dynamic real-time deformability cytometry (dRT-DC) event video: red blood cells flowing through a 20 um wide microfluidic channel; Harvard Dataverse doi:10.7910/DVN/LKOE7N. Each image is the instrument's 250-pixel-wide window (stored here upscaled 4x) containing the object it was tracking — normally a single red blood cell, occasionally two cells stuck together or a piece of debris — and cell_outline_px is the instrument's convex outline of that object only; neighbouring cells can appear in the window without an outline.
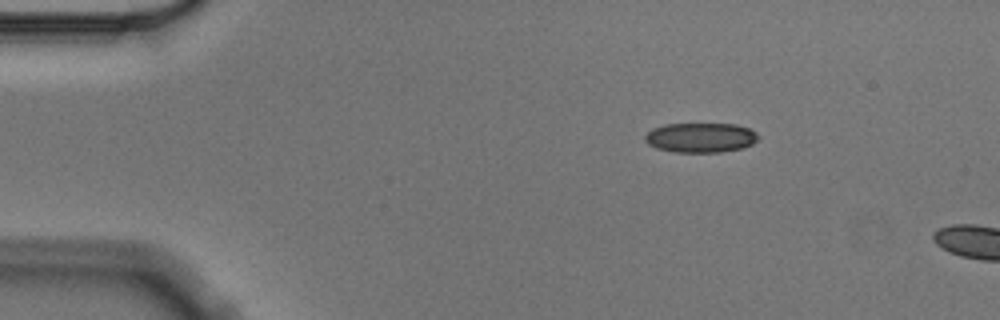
{"species": "Egyptian fruit bat (a non-hibernating species)", "species_latin": "Rousettus aegyptiacus", "temperature_condition": "cold", "stored_images_in_passage": 3, "camera_frame_rate_fps": 3000, "um_per_image_px": 0.085, "animal": {"sex": "male"}, "frame": {"image": 1, "passage_image": 1, "time_ms": 0.0, "image_size_px": [1000, 320], "cell_outline_px": [[760, 136], [752, 144], [744, 148], [720, 152], [676, 152], [656, 148], [648, 144], [644, 140], [644, 136], [652, 128], [664, 124], [736, 124], [748, 128], [756, 132]], "centroid_in_image_um": [59.55, 11.69], "position_along_channel_um": 25.5, "area_um2": 19.71}}
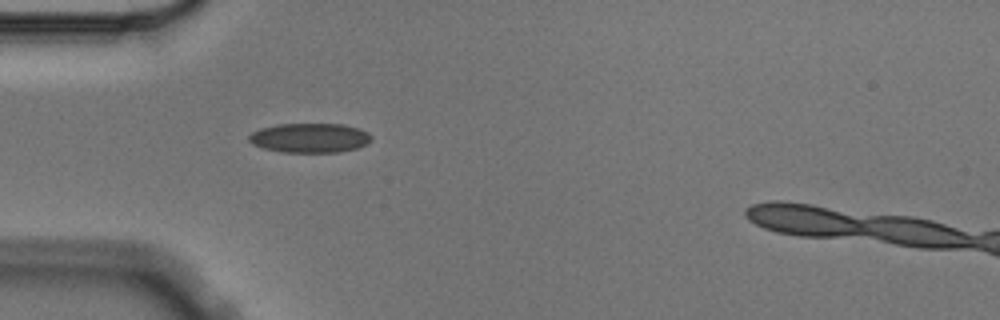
{"frame": {"image": 2, "passage_image": 3, "time_ms": 0.667, "image_size_px": [1000, 320], "cell_outline_px": [[372, 140], [368, 144], [356, 148], [340, 152], [280, 152], [264, 148], [252, 144], [248, 140], [248, 136], [252, 132], [260, 128], [276, 124], [344, 124], [360, 128], [368, 132], [372, 136]], "centroid_in_image_um": [26.35, 11.71], "position_along_channel_um": 58.7, "area_um2": 21.27}}